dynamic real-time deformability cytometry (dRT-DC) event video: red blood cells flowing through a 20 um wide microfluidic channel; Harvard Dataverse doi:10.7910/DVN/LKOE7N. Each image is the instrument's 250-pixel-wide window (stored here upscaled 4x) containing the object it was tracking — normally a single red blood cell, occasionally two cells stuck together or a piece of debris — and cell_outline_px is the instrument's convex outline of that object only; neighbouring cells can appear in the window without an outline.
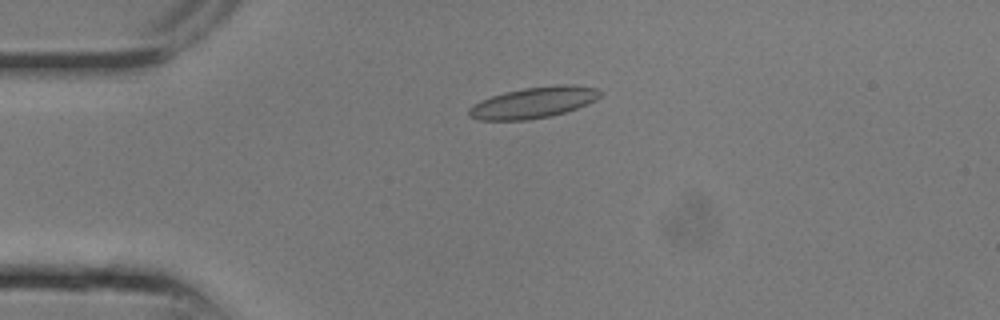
{"species": "common noctule bat (a hibernating species)", "species_latin": "Nyctalus noctula", "temperature_condition": "room temperature", "stored_images_in_passage": 4, "camera_frame_rate_fps": 3000, "um_per_image_px": 0.085, "animal": {"sex": "male", "body_mass_g": 13.3}, "frame": {"image": 1, "passage_image": 1, "time_ms": 0.0, "image_size_px": [1000, 320], "cell_outline_px": [[604, 92], [596, 100], [588, 104], [564, 112], [548, 116], [528, 120], [480, 120], [468, 116], [468, 108], [472, 104], [480, 100], [504, 92], [524, 88], [556, 84], [572, 84], [600, 88]], "centroid_in_image_um": [45.37, 8.7], "position_along_channel_um": 39.6, "area_um2": 24.04}}
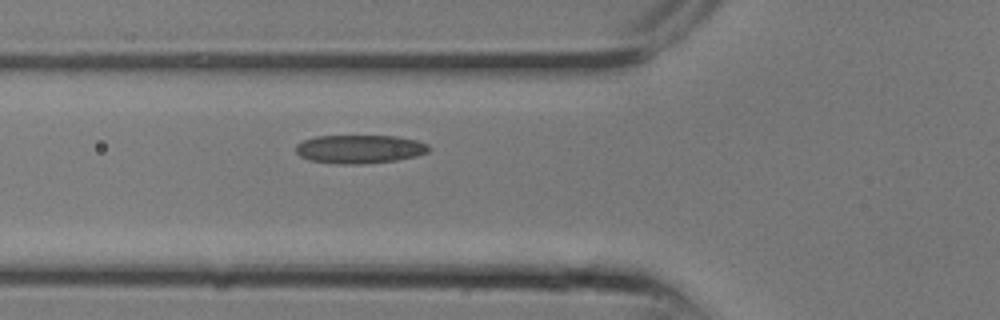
{"frame": {"image": 2, "passage_image": 4, "time_ms": 1.0, "image_size_px": [1000, 320], "cell_outline_px": [[432, 148], [428, 152], [416, 156], [396, 160], [364, 164], [340, 164], [308, 160], [300, 156], [296, 152], [296, 144], [304, 140], [316, 136], [396, 136], [416, 140], [428, 144]], "centroid_in_image_um": [30.58, 12.67], "position_along_channel_um": 95.2, "area_um2": 22.2}}